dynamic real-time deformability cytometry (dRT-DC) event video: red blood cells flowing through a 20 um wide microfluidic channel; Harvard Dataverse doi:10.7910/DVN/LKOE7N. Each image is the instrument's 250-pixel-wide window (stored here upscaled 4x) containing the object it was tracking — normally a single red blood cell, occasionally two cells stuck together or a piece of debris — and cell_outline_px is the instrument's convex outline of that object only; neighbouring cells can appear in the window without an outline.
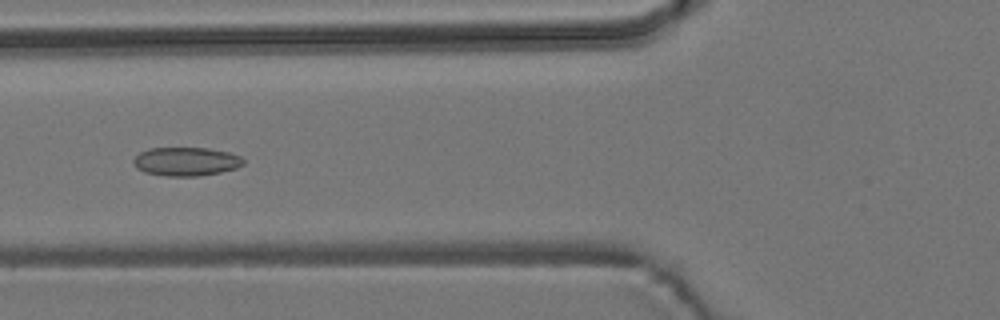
{"species": "common noctule bat (a hibernating species)", "species_latin": "Nyctalus noctula", "temperature_condition": "room temperature", "stored_images_in_passage": 8, "camera_frame_rate_fps": 3000, "um_per_image_px": 0.085, "animal": {"sex": "male", "body_mass_g": 19.2, "forearm_length_mm": 51.8}, "frame": {"image": 1, "passage_image": 6, "time_ms": 6.667, "image_size_px": [1000, 320], "cell_outline_px": [[244, 164], [236, 168], [220, 172], [196, 176], [164, 176], [144, 172], [136, 168], [132, 164], [132, 160], [140, 152], [148, 148], [208, 148], [228, 152], [240, 156], [244, 160]], "centroid_in_image_um": [15.78, 13.73], "position_along_channel_um": 110.0, "area_um2": 18.44}}
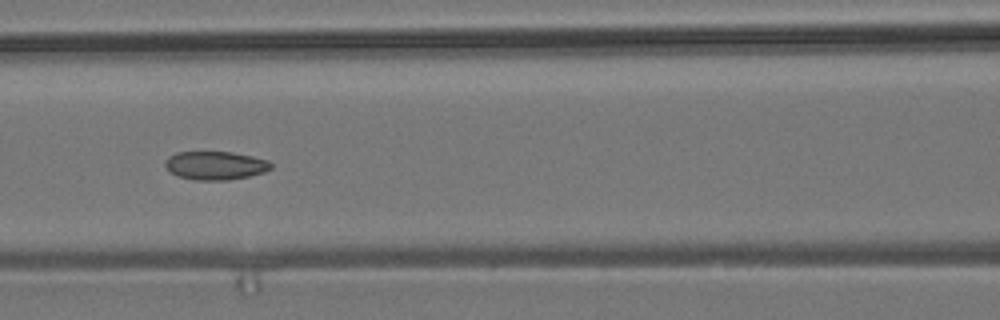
{"frame": {"image": 2, "passage_image": 7, "time_ms": 7.667, "image_size_px": [1000, 320], "cell_outline_px": [[272, 168], [264, 172], [248, 176], [228, 180], [196, 180], [180, 176], [168, 172], [164, 164], [164, 160], [168, 156], [176, 152], [232, 152], [252, 156], [268, 160], [272, 164]], "centroid_in_image_um": [18.28, 14.06], "position_along_channel_um": 148.3, "area_um2": 17.63}}
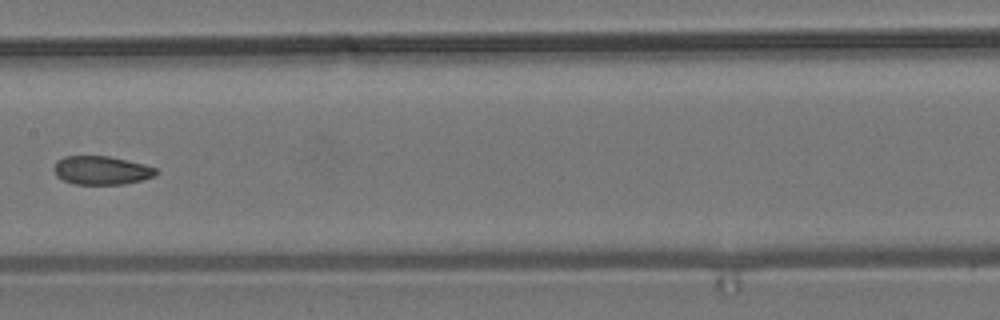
{"frame": {"image": 3, "passage_image": 8, "time_ms": 9.0, "image_size_px": [1000, 320], "cell_outline_px": [[160, 172], [156, 176], [124, 184], [76, 184], [64, 180], [56, 176], [52, 168], [56, 160], [64, 156], [108, 156], [144, 164], [156, 168]], "centroid_in_image_um": [8.61, 14.47], "position_along_channel_um": 198.8, "area_um2": 17.11}}